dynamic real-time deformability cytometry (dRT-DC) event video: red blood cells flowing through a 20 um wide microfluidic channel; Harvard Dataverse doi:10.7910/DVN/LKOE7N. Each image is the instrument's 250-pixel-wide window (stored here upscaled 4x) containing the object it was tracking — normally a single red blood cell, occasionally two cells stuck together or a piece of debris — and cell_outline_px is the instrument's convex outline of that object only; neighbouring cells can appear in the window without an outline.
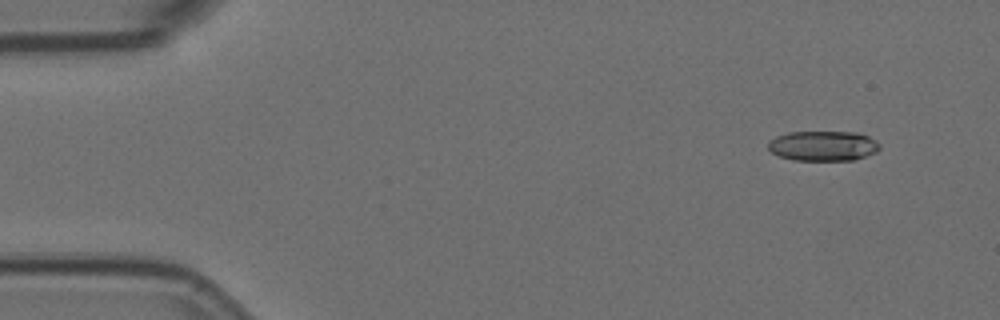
{"species": "Egyptian fruit bat (a non-hibernating species)", "species_latin": "Rousettus aegyptiacus", "temperature_condition": "room temperature", "stored_images_in_passage": 5, "camera_frame_rate_fps": 3000, "um_per_image_px": 0.085, "animal": {"sex": "female"}, "frame": {"image": 1, "passage_image": 2, "time_ms": 0.333, "image_size_px": [1000, 320], "cell_outline_px": [[880, 148], [876, 152], [852, 160], [792, 160], [780, 156], [772, 152], [768, 148], [768, 140], [776, 136], [788, 132], [860, 132], [876, 140], [880, 144]], "centroid_in_image_um": [69.96, 12.39], "position_along_channel_um": 15.0, "area_um2": 19.59}}
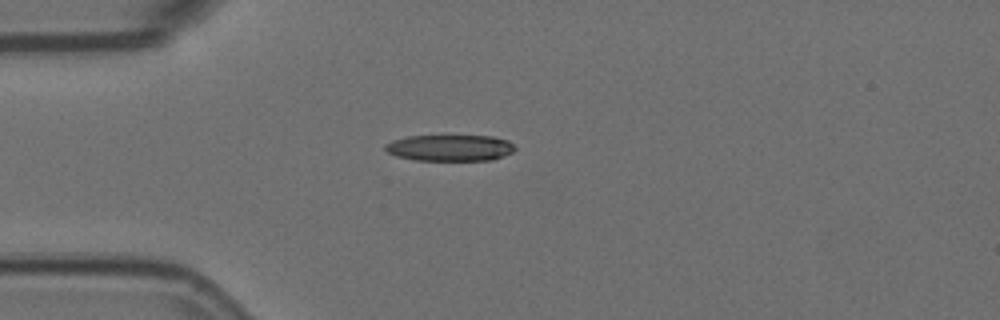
{"frame": {"image": 2, "passage_image": 5, "time_ms": 1.333, "image_size_px": [1000, 320], "cell_outline_px": [[516, 148], [512, 152], [504, 156], [492, 160], [416, 160], [396, 156], [388, 152], [384, 148], [384, 144], [392, 140], [408, 136], [492, 136], [508, 140]], "centroid_in_image_um": [38.24, 12.56], "position_along_channel_um": 46.8, "area_um2": 19.88}}